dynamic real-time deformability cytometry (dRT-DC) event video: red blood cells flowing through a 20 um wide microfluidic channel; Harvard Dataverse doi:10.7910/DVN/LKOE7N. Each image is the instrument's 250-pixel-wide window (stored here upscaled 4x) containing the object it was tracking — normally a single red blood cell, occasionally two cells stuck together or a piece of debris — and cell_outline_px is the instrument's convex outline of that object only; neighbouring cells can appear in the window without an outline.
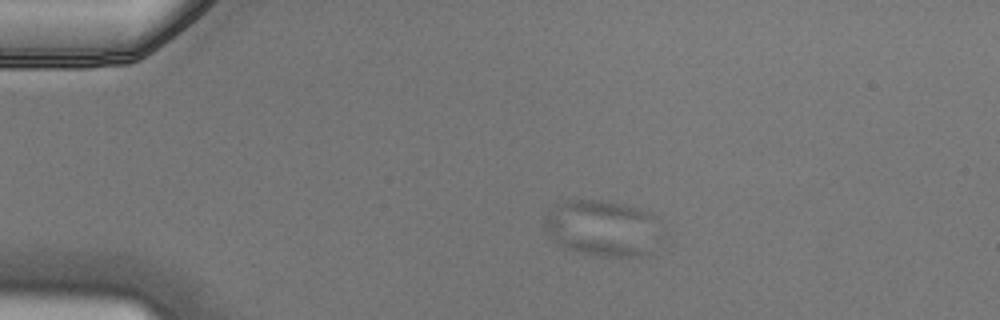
{"species": "Egyptian fruit bat (a non-hibernating species)", "species_latin": "Rousettus aegyptiacus", "temperature_condition": "cold", "stored_images_in_passage": 9, "camera_frame_rate_fps": 3000, "um_per_image_px": 0.085, "animal": {"sex": "male"}, "frame": {"image": 1, "passage_image": 2, "time_ms": 0.333, "image_size_px": [1000, 320], "cell_outline_px": [[660, 240], [648, 252], [640, 256], [608, 256], [580, 252], [560, 244], [544, 228], [544, 220], [556, 208], [568, 200], [600, 200], [624, 204], [640, 208], [652, 212], [656, 216], [660, 236]], "centroid_in_image_um": [51.31, 19.38], "position_along_channel_um": 33.7, "area_um2": 37.45}}
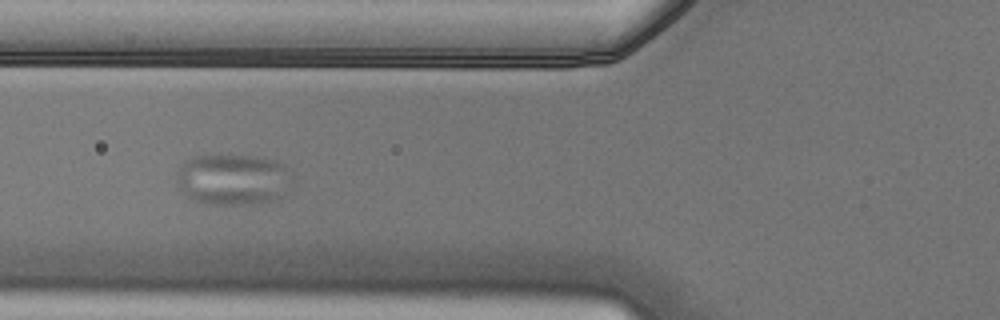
{"frame": {"image": 2, "passage_image": 5, "time_ms": 1.333, "image_size_px": [1000, 320], "cell_outline_px": [[288, 172], [284, 196], [276, 200], [252, 204], [212, 204], [196, 200], [188, 196], [180, 188], [176, 172], [180, 164], [184, 160], [196, 156], [248, 156], [276, 160], [284, 164]], "centroid_in_image_um": [19.76, 15.25], "position_along_channel_um": 106.0, "area_um2": 33.81}}
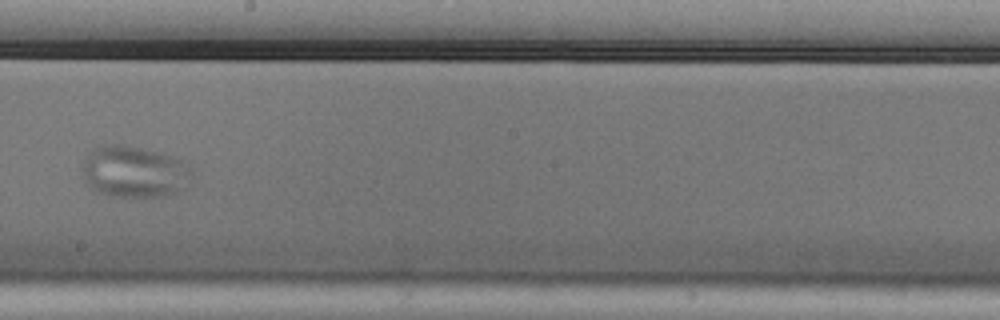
{"frame": {"image": 3, "passage_image": 8, "time_ms": 2.333, "image_size_px": [1000, 320], "cell_outline_px": [[192, 176], [176, 192], [156, 196], [116, 196], [100, 192], [92, 188], [84, 180], [80, 168], [88, 152], [100, 144], [124, 144], [188, 160], [192, 168]], "centroid_in_image_um": [11.38, 14.55], "position_along_channel_um": 236.8, "area_um2": 32.95}}